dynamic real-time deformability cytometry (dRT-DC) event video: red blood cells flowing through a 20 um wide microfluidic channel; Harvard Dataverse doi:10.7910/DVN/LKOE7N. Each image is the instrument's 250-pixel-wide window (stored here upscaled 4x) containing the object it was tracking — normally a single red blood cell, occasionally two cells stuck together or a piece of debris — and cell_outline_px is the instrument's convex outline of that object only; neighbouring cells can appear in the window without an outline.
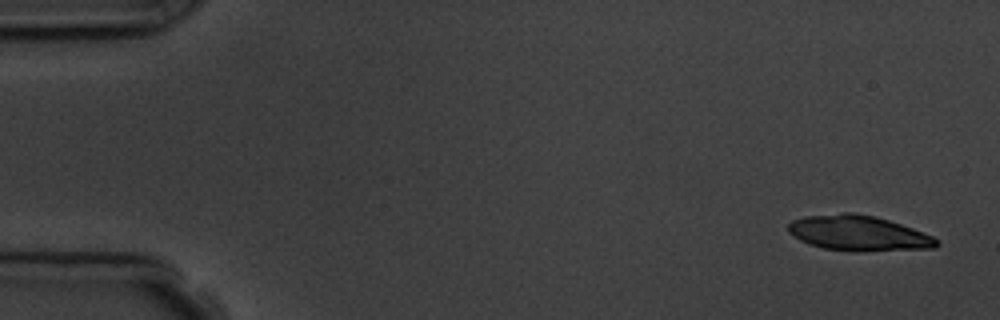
{"species": "common noctule bat (a hibernating species)", "species_latin": "Nyctalus noctula", "temperature_condition": "room temperature", "stored_images_in_passage": 6, "camera_frame_rate_fps": 3000, "um_per_image_px": 0.085, "animal": {"sex": "male", "body_mass_g": 19.5, "forearm_length_mm": 54.6}, "frame": {"image": 1, "passage_image": 1, "time_ms": 0.0, "image_size_px": [1000, 320], "cell_outline_px": [[940, 244], [936, 248], [856, 252], [824, 248], [808, 244], [792, 236], [788, 232], [788, 224], [792, 220], [804, 216], [844, 212], [852, 212], [876, 216], [912, 228], [932, 236], [940, 240]], "centroid_in_image_um": [72.96, 19.82], "position_along_channel_um": 12.0, "area_um2": 30.81}}